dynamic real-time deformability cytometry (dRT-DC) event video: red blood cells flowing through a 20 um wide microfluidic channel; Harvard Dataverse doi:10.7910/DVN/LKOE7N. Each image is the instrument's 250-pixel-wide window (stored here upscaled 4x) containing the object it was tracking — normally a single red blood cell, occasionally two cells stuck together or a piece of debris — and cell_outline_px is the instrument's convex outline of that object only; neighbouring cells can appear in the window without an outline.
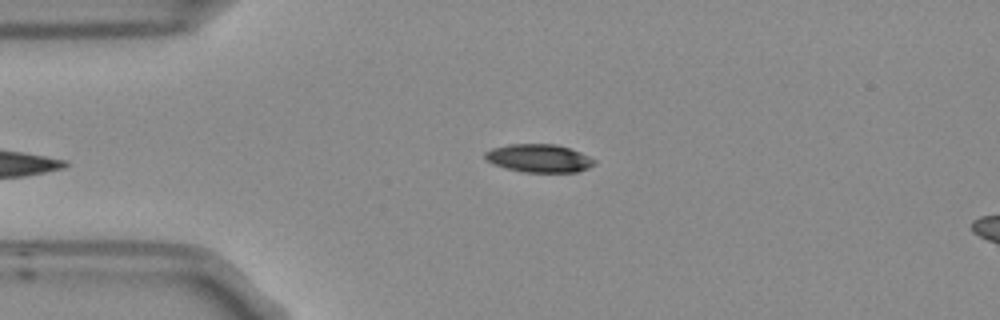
{"species": "Egyptian fruit bat (a non-hibernating species)", "species_latin": "Rousettus aegyptiacus", "temperature_condition": "room temperature", "stored_images_in_passage": 2, "camera_frame_rate_fps": 3000, "um_per_image_px": 0.085, "frame": {"image": 1, "passage_image": 2, "time_ms": 0.333, "image_size_px": [1000, 320], "cell_outline_px": [[596, 164], [588, 168], [576, 172], [524, 172], [504, 168], [492, 164], [484, 156], [484, 152], [492, 148], [508, 144], [556, 144], [580, 152], [596, 160]], "centroid_in_image_um": [45.8, 13.45], "position_along_channel_um": 39.2, "area_um2": 17.98}}